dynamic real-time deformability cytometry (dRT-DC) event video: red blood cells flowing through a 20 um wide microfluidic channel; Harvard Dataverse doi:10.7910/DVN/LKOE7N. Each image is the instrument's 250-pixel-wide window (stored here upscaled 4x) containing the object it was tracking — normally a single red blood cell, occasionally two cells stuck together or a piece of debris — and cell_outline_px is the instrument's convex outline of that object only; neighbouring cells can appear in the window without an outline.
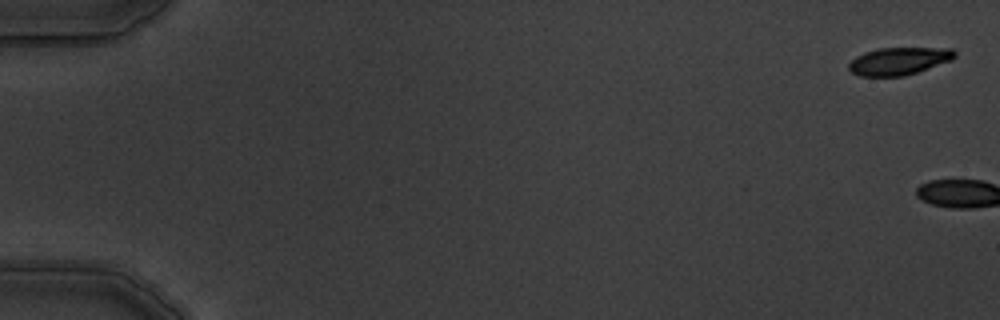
{"species": "common noctule bat (a hibernating species)", "species_latin": "Nyctalus noctula", "temperature_condition": "warm", "stored_images_in_passage": 6, "camera_frame_rate_fps": 3000, "um_per_image_px": 0.085, "animal": {"sex": "male", "body_mass_g": 19.5, "forearm_length_mm": 54.6}, "frame": {"image": 1, "passage_image": 1, "time_ms": 0.0, "image_size_px": [1000, 320], "cell_outline_px": [[956, 56], [952, 60], [904, 76], [860, 76], [852, 72], [848, 68], [848, 64], [856, 56], [864, 52], [880, 48], [952, 48], [956, 52]], "centroid_in_image_um": [76.41, 5.18], "position_along_channel_um": 8.6, "area_um2": 16.94}}